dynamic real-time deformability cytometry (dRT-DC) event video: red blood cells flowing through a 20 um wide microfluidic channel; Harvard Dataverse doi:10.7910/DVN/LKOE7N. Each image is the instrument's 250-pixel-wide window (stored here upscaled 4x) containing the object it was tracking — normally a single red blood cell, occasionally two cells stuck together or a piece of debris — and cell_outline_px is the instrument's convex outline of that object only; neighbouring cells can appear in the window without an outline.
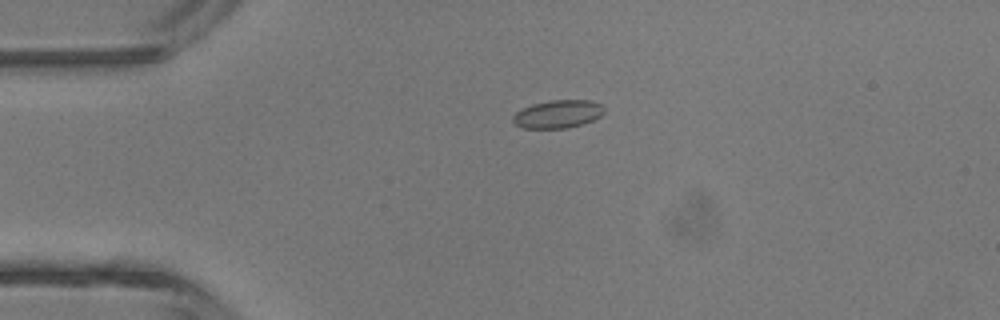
{"species": "common noctule bat (a hibernating species)", "species_latin": "Nyctalus noctula", "temperature_condition": "room temperature", "stored_images_in_passage": 5, "camera_frame_rate_fps": 3000, "um_per_image_px": 0.085, "animal": {"sex": "male", "body_mass_g": 13.3}, "frame": {"image": 1, "passage_image": 5, "time_ms": 5.333, "image_size_px": [1000, 320], "cell_outline_px": [[604, 112], [600, 116], [584, 124], [568, 128], [524, 128], [516, 124], [512, 120], [512, 116], [516, 112], [532, 104], [548, 100], [592, 100], [600, 104], [604, 108]], "centroid_in_image_um": [47.43, 9.69], "position_along_channel_um": 37.6, "area_um2": 14.91}}